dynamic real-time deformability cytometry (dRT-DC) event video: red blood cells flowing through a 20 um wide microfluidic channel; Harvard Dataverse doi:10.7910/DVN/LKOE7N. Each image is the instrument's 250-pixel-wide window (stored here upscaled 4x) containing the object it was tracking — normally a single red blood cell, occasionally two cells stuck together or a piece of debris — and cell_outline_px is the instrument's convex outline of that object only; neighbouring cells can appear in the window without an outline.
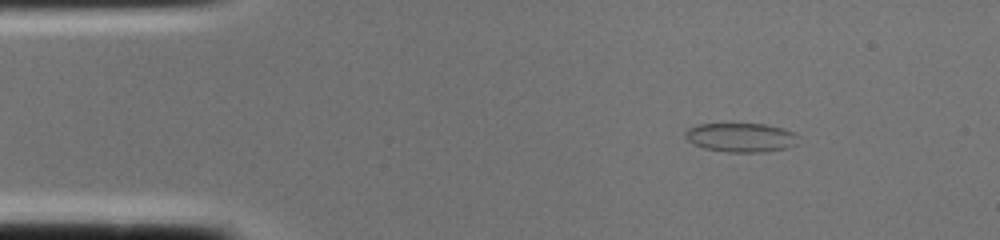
{"species": "common noctule bat (a hibernating species)", "species_latin": "Nyctalus noctula", "temperature_condition": "cold", "stored_images_in_passage": 1, "camera_frame_rate_fps": 3000, "um_per_image_px": 0.085, "animal": {"sex": "female", "body_mass_g": 22.0, "forearm_length_mm": 56.7}, "frame": {"image": 1, "passage_image": 1, "time_ms": 0.0, "image_size_px": [1000, 240], "cell_outline_px": [[800, 136], [796, 144], [788, 148], [760, 152], [728, 152], [704, 148], [692, 144], [684, 136], [684, 132], [688, 128], [696, 124], [764, 124], [784, 128], [796, 132]], "centroid_in_image_um": [63.0, 11.68], "position_along_channel_um": 22.0, "area_um2": 19.42}}